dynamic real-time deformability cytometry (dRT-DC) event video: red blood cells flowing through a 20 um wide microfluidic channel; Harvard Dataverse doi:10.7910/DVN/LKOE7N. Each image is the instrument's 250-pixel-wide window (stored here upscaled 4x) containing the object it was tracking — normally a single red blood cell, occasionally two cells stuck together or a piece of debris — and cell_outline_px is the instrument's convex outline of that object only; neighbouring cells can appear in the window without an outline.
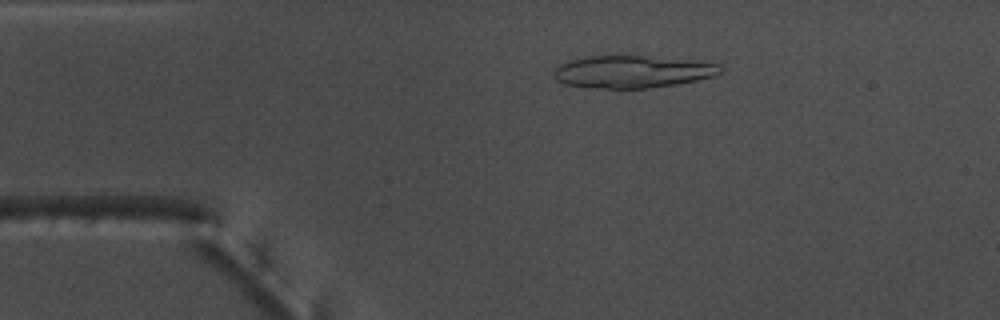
{"species": "common noctule bat (a hibernating species)", "species_latin": "Nyctalus noctula", "temperature_condition": "warm", "stored_images_in_passage": 52, "segment_of_instrument_passage": [1, 2], "camera_frame_rate_fps": 3000, "um_per_image_px": 0.085, "animal": {"sex": "male", "body_mass_g": 17.5, "forearm_length_mm": 52.3}, "frame": {"image": 1, "passage_image": 10, "time_ms": 3.0, "image_size_px": [1000, 320], "cell_outline_px": [[724, 68], [720, 72], [712, 76], [696, 80], [676, 84], [648, 88], [596, 88], [564, 84], [556, 80], [552, 76], [552, 72], [560, 64], [584, 56], [628, 52], [692, 60], [720, 64]], "centroid_in_image_um": [53.72, 6.04], "position_along_channel_um": 31.3, "area_um2": 32.66}}